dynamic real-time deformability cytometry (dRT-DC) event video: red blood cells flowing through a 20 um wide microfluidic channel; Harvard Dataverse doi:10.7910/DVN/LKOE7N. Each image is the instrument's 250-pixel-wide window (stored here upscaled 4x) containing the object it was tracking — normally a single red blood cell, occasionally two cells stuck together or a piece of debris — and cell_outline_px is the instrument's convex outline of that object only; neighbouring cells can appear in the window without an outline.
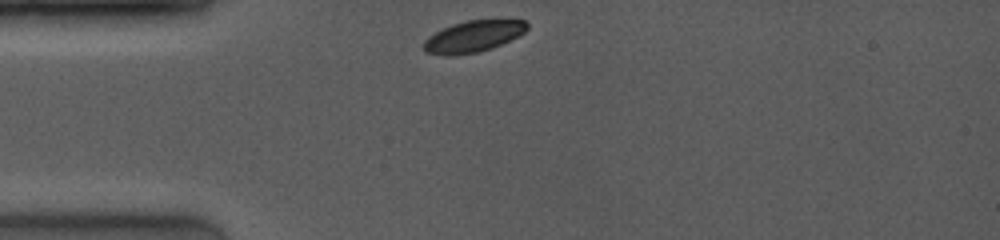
{"species": "common noctule bat (a hibernating species)", "species_latin": "Nyctalus noctula", "temperature_condition": "room temperature", "stored_images_in_passage": 2, "camera_frame_rate_fps": 4000, "um_per_image_px": 0.085, "animal": {"sex": "female", "body_mass_g": 19.0, "forearm_length_mm": 53.3}, "frame": {"image": 1, "passage_image": 1, "time_ms": 0.0, "image_size_px": [1000, 240], "cell_outline_px": [[528, 28], [524, 32], [492, 48], [476, 52], [452, 56], [448, 56], [424, 52], [420, 44], [428, 36], [452, 24], [468, 20], [524, 20], [528, 24]], "centroid_in_image_um": [40.15, 3.1], "position_along_channel_um": 44.9, "area_um2": 18.84}}